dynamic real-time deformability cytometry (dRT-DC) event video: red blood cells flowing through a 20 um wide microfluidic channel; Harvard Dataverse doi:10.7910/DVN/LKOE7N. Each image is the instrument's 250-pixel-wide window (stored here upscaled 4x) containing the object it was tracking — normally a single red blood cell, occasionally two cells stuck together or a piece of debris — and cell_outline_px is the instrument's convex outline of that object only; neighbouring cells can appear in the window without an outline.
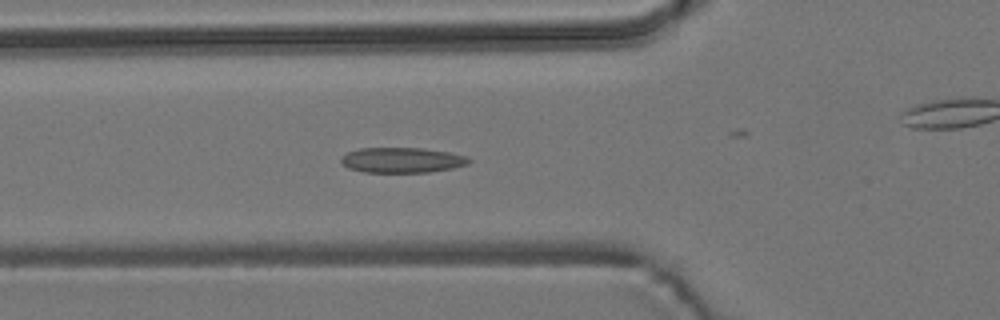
{"species": "common noctule bat (a hibernating species)", "species_latin": "Nyctalus noctula", "temperature_condition": "room temperature", "stored_images_in_passage": 43, "camera_frame_rate_fps": 3000, "um_per_image_px": 0.085, "animal": {"sex": "male", "body_mass_g": 19.2, "forearm_length_mm": 51.8}, "frame": {"image": 1, "passage_image": 7, "time_ms": 2.0, "image_size_px": [1000, 320], "cell_outline_px": [[472, 160], [468, 164], [452, 168], [428, 172], [364, 172], [348, 168], [340, 160], [348, 152], [360, 148], [424, 148], [448, 152], [468, 156]], "centroid_in_image_um": [34.21, 13.6], "position_along_channel_um": 91.6, "area_um2": 18.73}}
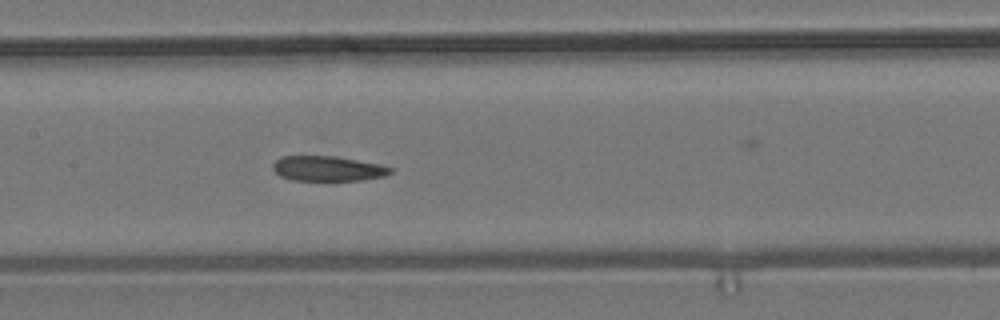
{"frame": {"image": 2, "passage_image": 14, "time_ms": 4.333, "image_size_px": [1000, 320], "cell_outline_px": [[392, 172], [384, 176], [360, 180], [292, 180], [280, 176], [272, 168], [272, 164], [280, 156], [336, 156], [380, 164], [392, 168]], "centroid_in_image_um": [27.84, 14.32], "position_along_channel_um": 179.6, "area_um2": 17.11}}
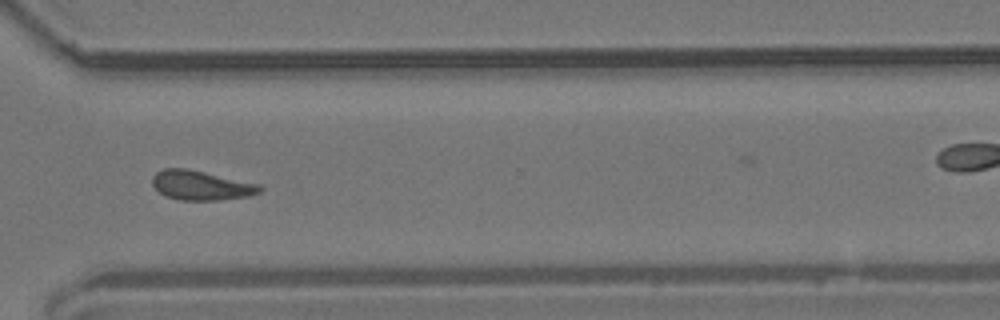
{"frame": {"image": 3, "passage_image": 28, "time_ms": 9.0, "image_size_px": [1000, 320], "cell_outline_px": [[264, 188], [260, 192], [248, 196], [216, 200], [180, 200], [164, 196], [152, 184], [152, 176], [156, 172], [164, 168], [188, 168], [260, 184]], "centroid_in_image_um": [17.09, 15.74], "position_along_channel_um": 353.5, "area_um2": 18.55}, "authors_computed_cell_mechanics": {"area_um2": 18.5538, "velocity_mm_per_s": 3.7279, "shape_relaxation_time_tau1_ms": null, "shape_relaxation_time_tau2_ms": 2.5964, "deformation_change_tau1": null, "deformation_change_tau2": 0.0919}}